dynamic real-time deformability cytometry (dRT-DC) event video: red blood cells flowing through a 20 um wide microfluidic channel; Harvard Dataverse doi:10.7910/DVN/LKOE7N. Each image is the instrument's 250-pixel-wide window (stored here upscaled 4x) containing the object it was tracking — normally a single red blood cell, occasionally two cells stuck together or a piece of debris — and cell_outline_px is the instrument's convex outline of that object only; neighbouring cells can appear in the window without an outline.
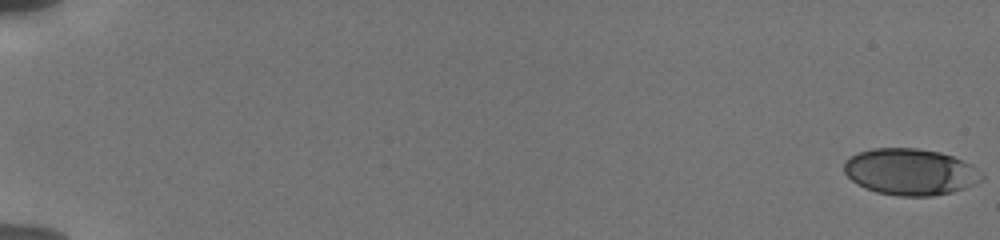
{"species": "human", "species_latin": "Homo sapiens", "temperature_condition": "cold", "stored_images_in_passage": 56, "camera_frame_rate_fps": 3000, "um_per_image_px": 0.085, "donor": {"sex": "male"}, "frame": {"image": 1, "passage_image": 1, "time_ms": 0.0, "image_size_px": [1000, 240], "cell_outline_px": [[984, 180], [964, 188], [952, 192], [932, 196], [900, 196], [876, 192], [864, 188], [856, 184], [844, 172], [844, 160], [860, 152], [872, 148], [916, 148], [940, 152], [964, 160], [972, 164], [984, 176]], "centroid_in_image_um": [77.39, 14.61], "position_along_channel_um": 7.6, "area_um2": 37.45}}
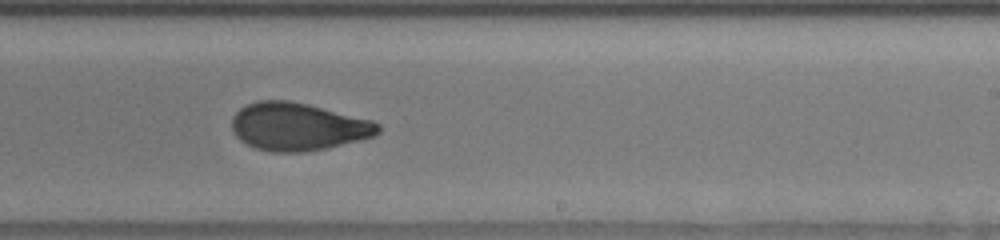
{"frame": {"image": 2, "passage_image": 37, "time_ms": 12.0, "image_size_px": [1000, 240], "cell_outline_px": [[380, 132], [376, 136], [328, 148], [304, 152], [272, 152], [256, 148], [240, 140], [236, 136], [232, 128], [232, 116], [240, 108], [256, 100], [288, 100], [308, 104], [372, 120], [380, 124]], "centroid_in_image_um": [25.34, 10.76], "position_along_channel_um": 263.7, "area_um2": 40.86}}
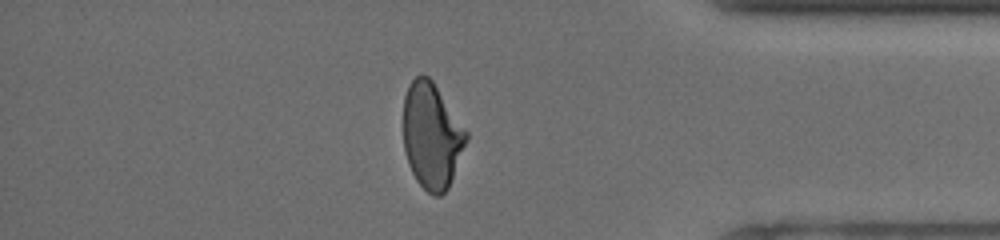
{"frame": {"image": 3, "passage_image": 49, "time_ms": 16.0, "image_size_px": [1000, 240], "cell_outline_px": [[468, 140], [448, 188], [440, 196], [432, 196], [416, 180], [408, 164], [404, 148], [404, 96], [408, 84], [416, 76], [428, 76], [432, 80], [468, 132]], "centroid_in_image_um": [36.7, 11.55], "position_along_channel_um": 398.5, "area_um2": 38.67}, "authors_computed_cell_mechanics": {"area_um2": 39.2751, "velocity_mm_per_s": 3.8462, "shape_relaxation_time_tau1_ms": 5.3767, "shape_relaxation_time_tau2_ms": 1.4015, "deformation_change_tau1": 0.1727, "deformation_change_tau2": 0.074}}